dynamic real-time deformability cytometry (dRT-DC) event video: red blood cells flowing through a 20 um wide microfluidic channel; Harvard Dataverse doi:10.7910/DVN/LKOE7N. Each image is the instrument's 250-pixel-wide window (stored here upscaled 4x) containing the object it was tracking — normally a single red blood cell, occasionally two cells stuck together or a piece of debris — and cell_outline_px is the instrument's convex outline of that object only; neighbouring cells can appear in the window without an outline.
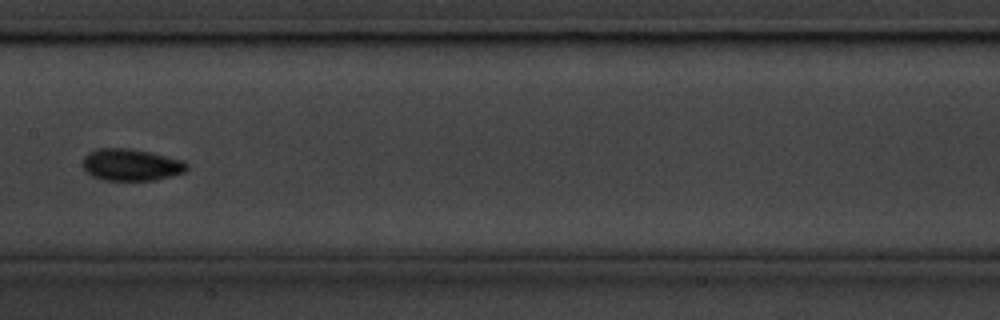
{"species": "common noctule bat (a hibernating species)", "species_latin": "Nyctalus noctula", "temperature_condition": "cold", "stored_images_in_passage": 10, "camera_frame_rate_fps": 3000, "um_per_image_px": 0.085, "animal": {"sex": "male", "body_mass_g": 20.1, "forearm_length_mm": 53.5}, "frame": {"image": 1, "passage_image": 9, "time_ms": 2.667, "image_size_px": [1000, 320], "cell_outline_px": [[188, 168], [184, 172], [172, 176], [156, 180], [104, 180], [92, 176], [84, 168], [84, 156], [88, 152], [100, 148], [124, 148], [152, 152], [184, 160], [188, 164]], "centroid_in_image_um": [11.19, 14.0], "position_along_channel_um": 196.2, "area_um2": 19.36}}
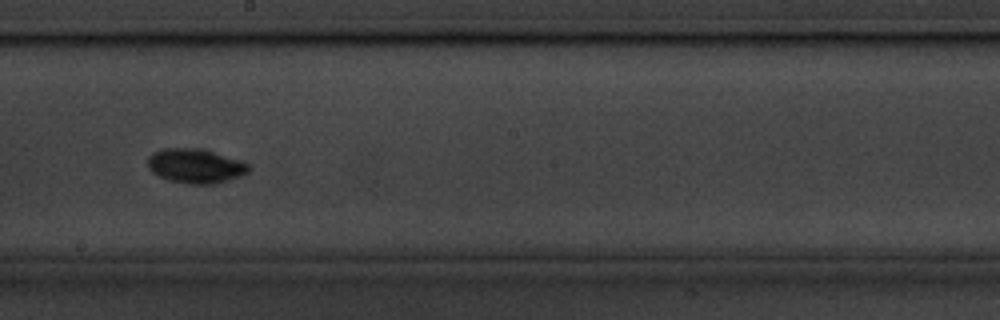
{"frame": {"image": 2, "passage_image": 10, "time_ms": 3.0, "image_size_px": [1000, 320], "cell_outline_px": [[252, 168], [248, 172], [240, 176], [216, 184], [184, 184], [168, 180], [152, 172], [148, 168], [148, 156], [152, 152], [160, 148], [188, 148], [212, 152], [240, 160], [248, 164]], "centroid_in_image_um": [16.59, 14.12], "position_along_channel_um": 231.6, "area_um2": 20.23}}